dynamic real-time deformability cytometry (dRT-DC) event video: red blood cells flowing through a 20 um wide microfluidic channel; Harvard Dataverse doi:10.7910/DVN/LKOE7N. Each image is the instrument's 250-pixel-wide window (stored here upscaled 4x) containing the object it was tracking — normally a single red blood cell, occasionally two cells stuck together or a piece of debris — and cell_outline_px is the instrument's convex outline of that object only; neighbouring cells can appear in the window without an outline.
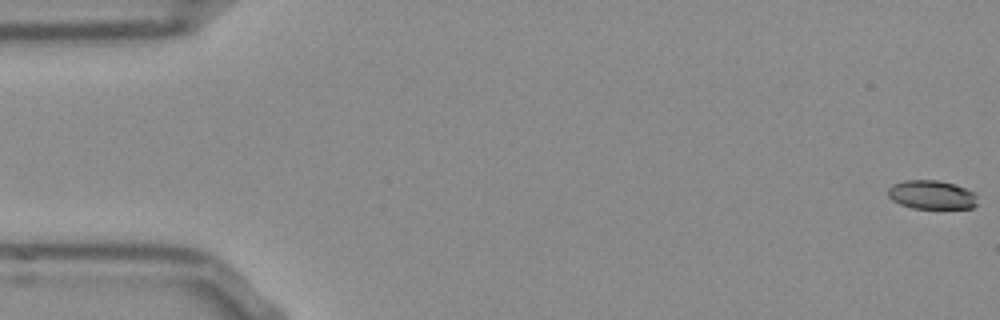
{"species": "Egyptian fruit bat (a non-hibernating species)", "species_latin": "Rousettus aegyptiacus", "temperature_condition": "room temperature", "stored_images_in_passage": 55, "camera_frame_rate_fps": 3000, "um_per_image_px": 0.085, "frame": {"image": 1, "passage_image": 1, "time_ms": 0.0, "image_size_px": [1000, 320], "cell_outline_px": [[976, 204], [972, 208], [912, 208], [900, 204], [892, 200], [888, 196], [888, 188], [892, 184], [904, 180], [936, 180], [952, 184], [964, 188], [972, 192], [976, 196]], "centroid_in_image_um": [79.14, 16.56], "position_along_channel_um": 5.9, "area_um2": 14.85}}
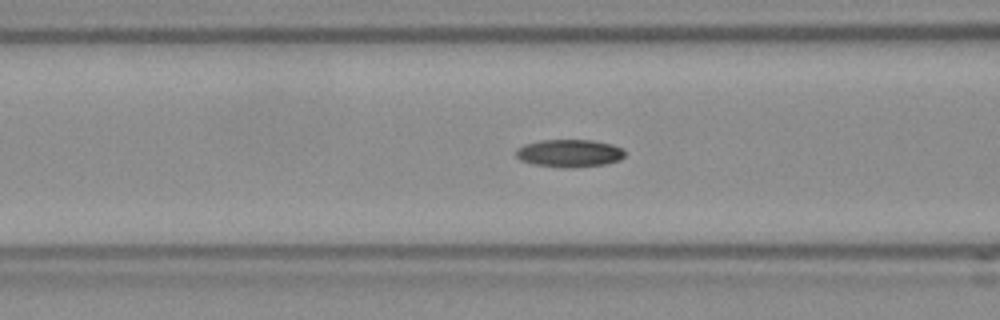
{"frame": {"image": 2, "passage_image": 21, "time_ms": 6.667, "image_size_px": [1000, 320], "cell_outline_px": [[624, 156], [620, 160], [604, 164], [568, 168], [564, 168], [532, 164], [520, 160], [516, 156], [516, 148], [524, 144], [540, 140], [592, 140], [612, 144], [620, 148], [624, 152]], "centroid_in_image_um": [48.35, 13.02], "position_along_channel_um": 118.2, "area_um2": 17.57}}
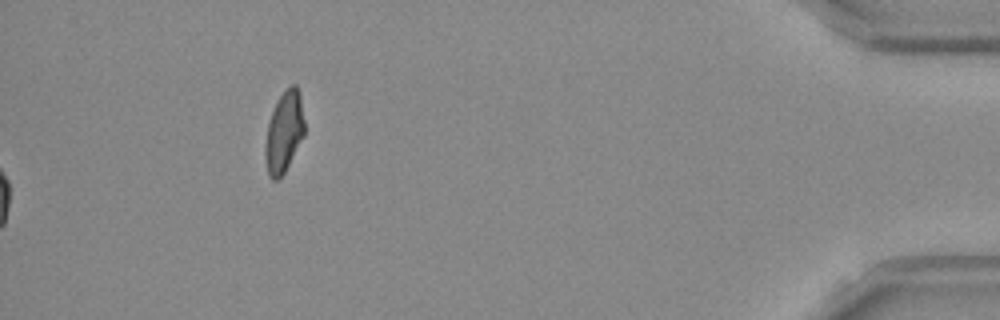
{"frame": {"image": 3, "passage_image": 55, "time_ms": 18.0, "image_size_px": [1000, 320], "cell_outline_px": [[304, 136], [284, 172], [276, 180], [272, 180], [268, 176], [264, 156], [264, 144], [268, 124], [272, 112], [284, 88], [292, 84], [296, 84], [300, 92], [304, 120]], "centroid_in_image_um": [24.14, 11.2], "position_along_channel_um": 411.1, "area_um2": 18.61}, "authors_computed_cell_mechanics": {"area_um2": 16.7042, "velocity_mm_per_s": 3.811, "shape_relaxation_time_tau1_ms": 4.5057, "shape_relaxation_time_tau2_ms": 4.1046, "deformation_change_tau1": 0.1492, "deformation_change_tau2": 0.0768}}